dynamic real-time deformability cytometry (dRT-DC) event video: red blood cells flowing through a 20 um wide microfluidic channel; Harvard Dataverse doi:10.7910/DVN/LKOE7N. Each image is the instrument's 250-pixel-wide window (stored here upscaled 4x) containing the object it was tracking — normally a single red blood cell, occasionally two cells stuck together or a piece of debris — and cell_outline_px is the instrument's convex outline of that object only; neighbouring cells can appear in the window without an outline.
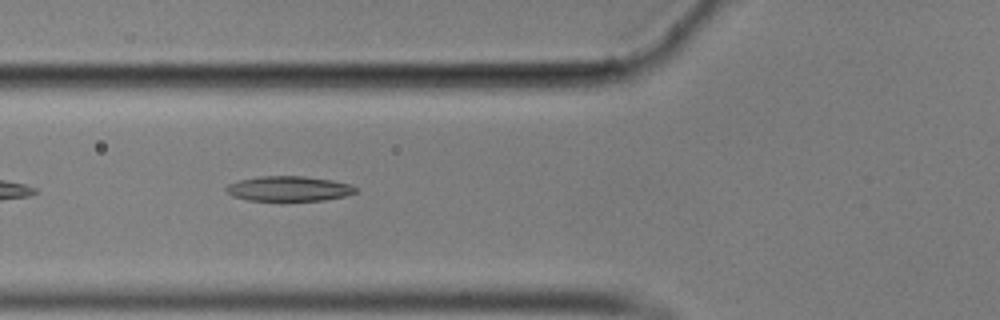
{"species": "common noctule bat (a hibernating species)", "species_latin": "Nyctalus noctula", "temperature_condition": "cold", "stored_images_in_passage": 21, "camera_frame_rate_fps": 3000, "um_per_image_px": 0.085, "animal": {"sex": "male", "body_mass_g": 17.9}, "frame": {"image": 1, "passage_image": 7, "time_ms": 2.0, "image_size_px": [1000, 320], "cell_outline_px": [[356, 192], [344, 196], [324, 200], [248, 200], [232, 196], [224, 188], [228, 184], [240, 180], [260, 176], [304, 176], [332, 180], [348, 184], [356, 188]], "centroid_in_image_um": [24.52, 16.03], "position_along_channel_um": 101.3, "area_um2": 18.61}}
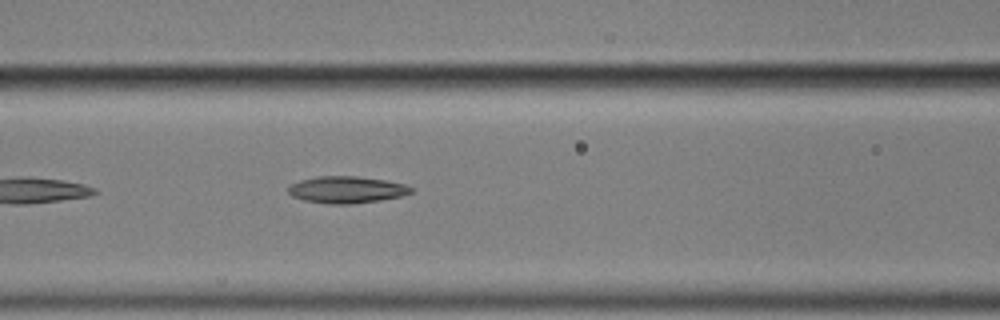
{"frame": {"image": 2, "passage_image": 10, "time_ms": 3.0, "image_size_px": [1000, 320], "cell_outline_px": [[412, 192], [400, 196], [380, 200], [352, 204], [328, 204], [304, 200], [292, 196], [288, 192], [288, 184], [300, 180], [320, 176], [356, 176], [384, 180], [404, 184], [412, 188]], "centroid_in_image_um": [29.41, 16.12], "position_along_channel_um": 137.2, "area_um2": 19.13}}